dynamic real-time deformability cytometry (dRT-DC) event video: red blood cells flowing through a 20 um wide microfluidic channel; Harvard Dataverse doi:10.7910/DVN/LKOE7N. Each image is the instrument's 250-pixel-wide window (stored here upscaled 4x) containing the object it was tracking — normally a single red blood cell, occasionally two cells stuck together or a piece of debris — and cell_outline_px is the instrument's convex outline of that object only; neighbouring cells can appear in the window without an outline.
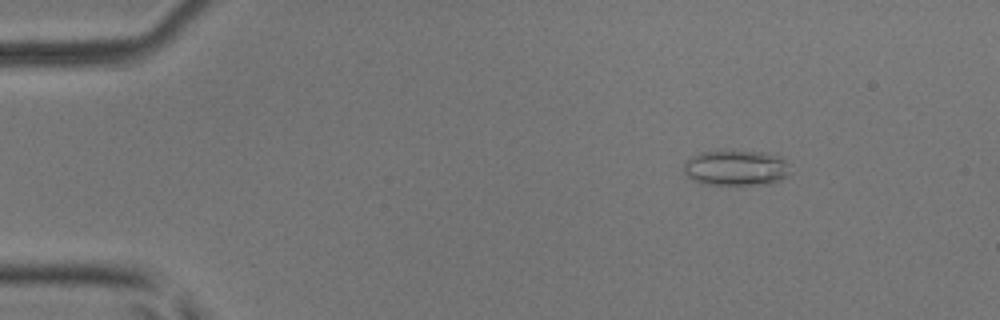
{"species": "common noctule bat (a hibernating species)", "species_latin": "Nyctalus noctula", "temperature_condition": "room temperature", "stored_images_in_passage": 5, "camera_frame_rate_fps": 3000, "um_per_image_px": 0.085, "animal": {"sex": "male", "body_mass_g": 17.9, "forearm_length_mm": 54.2}, "frame": {"image": 1, "passage_image": 2, "time_ms": 0.333, "image_size_px": [1000, 320], "cell_outline_px": [[792, 172], [788, 176], [780, 180], [768, 184], [704, 184], [692, 180], [684, 172], [684, 160], [700, 152], [720, 148], [764, 152], [780, 156], [784, 160]], "centroid_in_image_um": [62.54, 14.22], "position_along_channel_um": 22.5, "area_um2": 22.77}}